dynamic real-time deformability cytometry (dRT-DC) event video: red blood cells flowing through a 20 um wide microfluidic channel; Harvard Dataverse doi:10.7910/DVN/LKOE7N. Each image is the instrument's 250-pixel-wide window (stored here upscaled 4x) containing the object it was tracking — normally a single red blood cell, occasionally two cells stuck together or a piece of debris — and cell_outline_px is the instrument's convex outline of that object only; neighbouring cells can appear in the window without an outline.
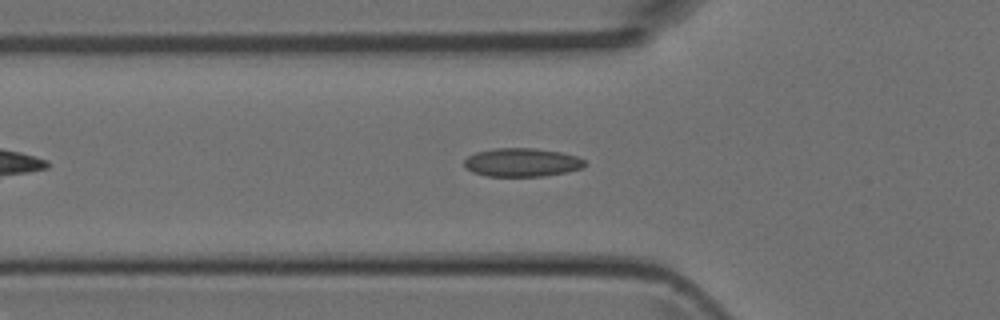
{"species": "Egyptian fruit bat (a non-hibernating species)", "species_latin": "Rousettus aegyptiacus", "temperature_condition": "room temperature", "stored_images_in_passage": 34, "camera_frame_rate_fps": 3000, "um_per_image_px": 0.085, "animal": {"sex": "female"}, "frame": {"image": 1, "passage_image": 2, "time_ms": 0.333, "image_size_px": [1000, 320], "cell_outline_px": [[588, 164], [580, 168], [568, 172], [544, 176], [488, 176], [472, 172], [464, 168], [464, 160], [468, 156], [476, 152], [492, 148], [536, 148], [560, 152], [576, 156], [584, 160]], "centroid_in_image_um": [44.34, 13.8], "position_along_channel_um": 81.5, "area_um2": 20.17}}
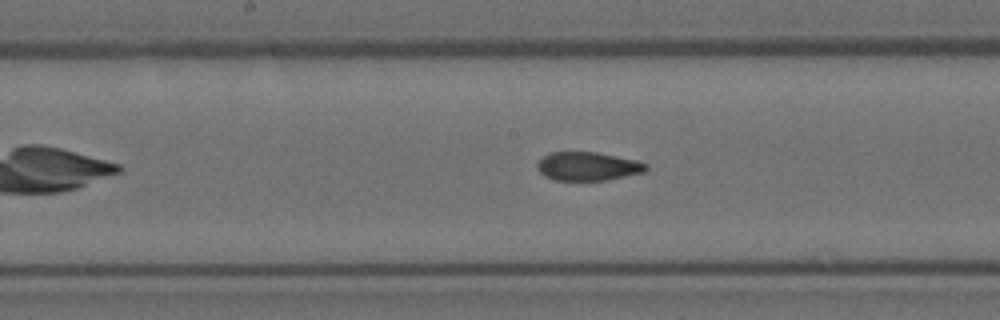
{"frame": {"image": 2, "passage_image": 10, "time_ms": 3.0, "image_size_px": [1000, 320], "cell_outline_px": [[648, 168], [644, 172], [608, 180], [552, 180], [544, 176], [536, 168], [536, 164], [548, 152], [596, 152], [636, 160], [648, 164]], "centroid_in_image_um": [49.95, 14.14], "position_along_channel_um": 198.3, "area_um2": 18.21}}
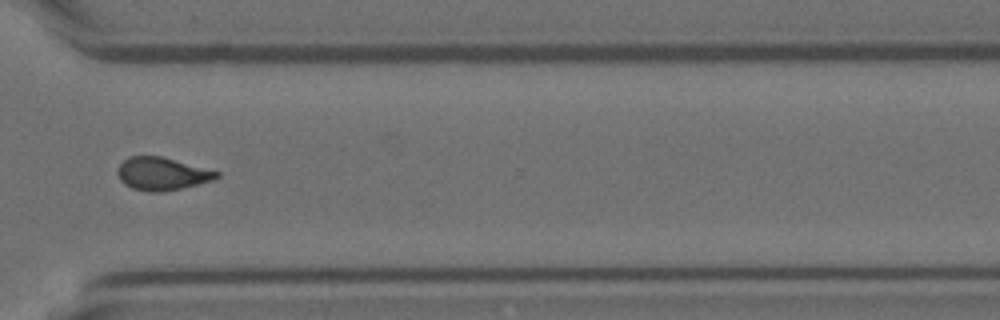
{"frame": {"image": 3, "passage_image": 21, "time_ms": 6.667, "image_size_px": [1000, 320], "cell_outline_px": [[220, 176], [212, 180], [164, 192], [152, 192], [132, 188], [124, 184], [120, 180], [116, 172], [116, 168], [128, 156], [160, 156], [220, 172]], "centroid_in_image_um": [13.72, 14.77], "position_along_channel_um": 356.9, "area_um2": 18.79}}